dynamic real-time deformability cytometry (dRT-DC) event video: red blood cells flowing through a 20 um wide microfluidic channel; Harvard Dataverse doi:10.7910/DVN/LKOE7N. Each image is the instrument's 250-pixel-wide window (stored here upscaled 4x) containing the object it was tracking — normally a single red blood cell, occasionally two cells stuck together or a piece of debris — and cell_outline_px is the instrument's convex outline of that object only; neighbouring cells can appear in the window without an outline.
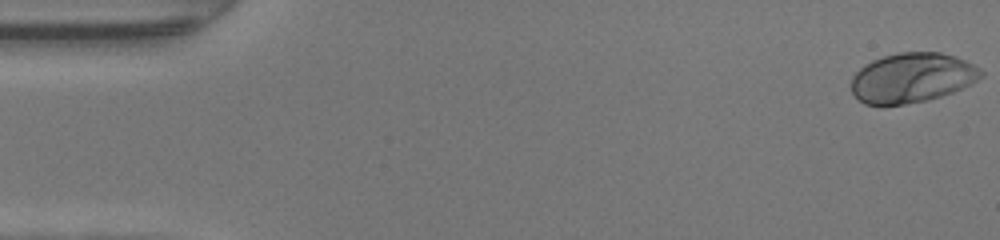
{"species": "human", "species_latin": "Homo sapiens", "temperature_condition": "warm", "stored_images_in_passage": 48, "camera_frame_rate_fps": 3000, "um_per_image_px": 0.085, "donor": {"sex": "female"}, "frame": {"image": 1, "passage_image": 1, "time_ms": 0.0, "image_size_px": [1000, 240], "cell_outline_px": [[984, 76], [972, 84], [952, 92], [928, 100], [884, 108], [864, 104], [852, 92], [852, 76], [864, 64], [872, 60], [884, 56], [900, 52], [940, 52], [956, 56], [980, 68], [984, 72]], "centroid_in_image_um": [77.51, 6.64], "position_along_channel_um": 7.5, "area_um2": 38.21}}
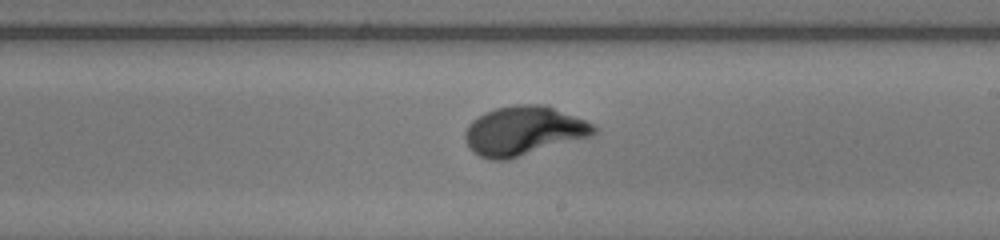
{"frame": {"image": 2, "passage_image": 28, "time_ms": 9.0, "image_size_px": [1000, 240], "cell_outline_px": [[600, 128], [592, 136], [508, 160], [492, 160], [480, 156], [472, 152], [468, 148], [464, 140], [464, 132], [468, 124], [472, 120], [484, 112], [496, 108], [516, 104], [544, 104], [596, 124]], "centroid_in_image_um": [44.51, 11.12], "position_along_channel_um": 244.5, "area_um2": 37.4}}
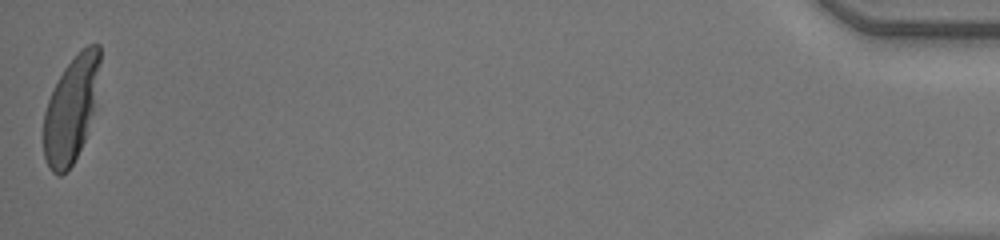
{"frame": {"image": 3, "passage_image": 48, "time_ms": 15.667, "image_size_px": [1000, 240], "cell_outline_px": [[100, 60], [92, 112], [84, 140], [72, 164], [60, 176], [56, 176], [52, 172], [44, 156], [44, 112], [48, 100], [64, 68], [88, 44], [100, 44]], "centroid_in_image_um": [6.01, 9.31], "position_along_channel_um": 429.2, "area_um2": 33.47}, "authors_computed_cell_mechanics": {"area_um2": 35.8938, "velocity_mm_per_s": 4.3042, "shape_relaxation_time_tau1_ms": 3.0478, "shape_relaxation_time_tau2_ms": null, "deformation_change_tau1": 0.2373, "deformation_change_tau2": null}}